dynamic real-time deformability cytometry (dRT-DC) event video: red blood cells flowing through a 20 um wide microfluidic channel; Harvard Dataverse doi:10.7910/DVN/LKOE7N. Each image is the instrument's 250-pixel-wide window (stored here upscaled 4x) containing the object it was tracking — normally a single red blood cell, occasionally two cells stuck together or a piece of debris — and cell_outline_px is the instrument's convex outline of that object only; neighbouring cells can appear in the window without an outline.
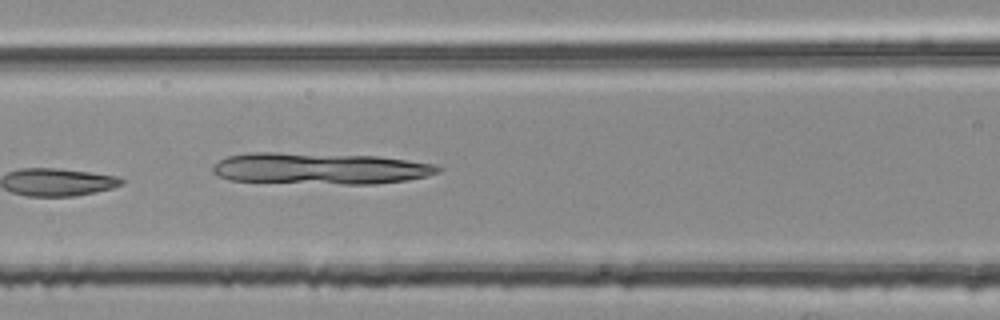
{"species": "common noctule bat (a hibernating species)", "species_latin": "Nyctalus noctula", "temperature_condition": "room temperature", "stored_images_in_passage": 6, "camera_frame_rate_fps": 3000, "um_per_image_px": 0.085, "animal": {"sex": "female", "body_mass_g": 25.1}, "frame": {"image": 1, "passage_image": 6, "time_ms": 1.667, "image_size_px": [1000, 320], "cell_outline_px": [[444, 168], [440, 172], [428, 176], [408, 180], [376, 184], [344, 184], [228, 180], [212, 172], [212, 168], [220, 160], [228, 156], [252, 152], [280, 152], [376, 156], [432, 164]], "centroid_in_image_um": [27.23, 14.32], "position_along_channel_um": 139.4, "area_um2": 41.21}}